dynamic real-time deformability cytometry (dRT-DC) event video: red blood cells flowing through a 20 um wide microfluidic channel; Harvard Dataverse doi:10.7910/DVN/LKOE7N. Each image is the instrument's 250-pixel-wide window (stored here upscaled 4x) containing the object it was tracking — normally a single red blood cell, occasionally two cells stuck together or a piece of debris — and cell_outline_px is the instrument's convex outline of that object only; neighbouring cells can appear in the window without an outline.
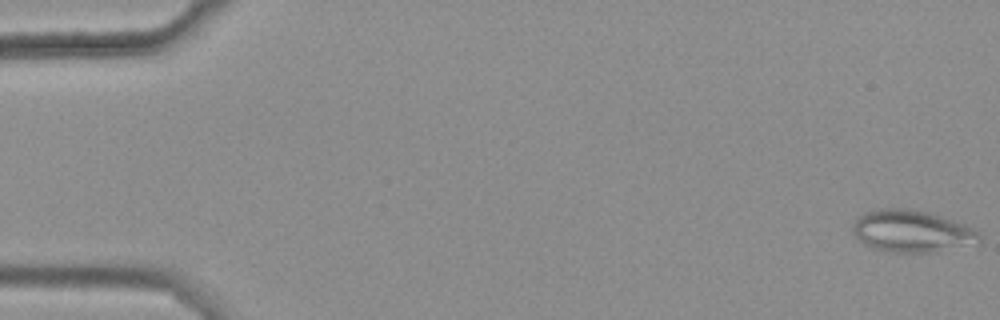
{"species": "common noctule bat (a hibernating species)", "species_latin": "Nyctalus noctula", "temperature_condition": "warm", "stored_images_in_passage": 12, "camera_frame_rate_fps": 3000, "um_per_image_px": 0.085, "animal": {"sex": "female", "body_mass_g": 25.1}, "frame": {"image": 1, "passage_image": 1, "time_ms": 0.0, "image_size_px": [1000, 320], "cell_outline_px": [[980, 244], [936, 252], [892, 252], [872, 248], [864, 244], [852, 232], [852, 224], [864, 212], [880, 208], [912, 208], [928, 212], [964, 224], [980, 232]], "centroid_in_image_um": [77.53, 19.66], "position_along_channel_um": 7.5, "area_um2": 31.33}}